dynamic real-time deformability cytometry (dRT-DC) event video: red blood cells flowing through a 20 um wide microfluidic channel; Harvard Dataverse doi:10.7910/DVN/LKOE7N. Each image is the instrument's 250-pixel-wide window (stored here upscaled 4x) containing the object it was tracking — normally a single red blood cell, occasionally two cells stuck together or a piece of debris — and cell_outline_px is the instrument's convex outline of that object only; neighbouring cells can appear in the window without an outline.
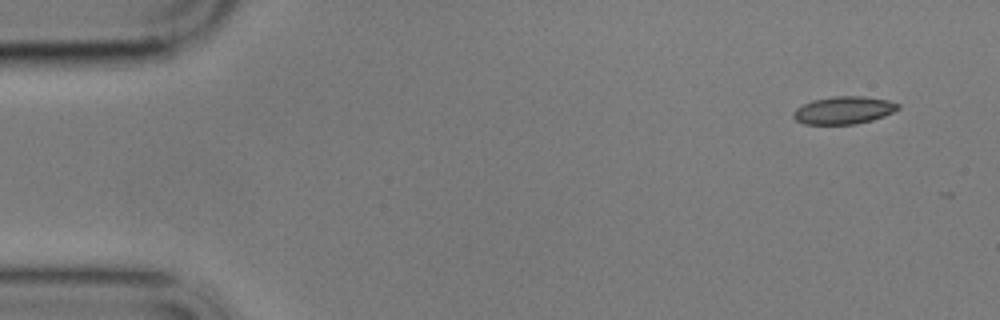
{"species": "common noctule bat (a hibernating species)", "species_latin": "Nyctalus noctula", "temperature_condition": "cold", "stored_images_in_passage": 4, "camera_frame_rate_fps": 3000, "um_per_image_px": 0.085, "animal": {"sex": "male", "body_mass_g": 17.9}, "frame": {"image": 1, "passage_image": 1, "time_ms": 0.0, "image_size_px": [1000, 320], "cell_outline_px": [[900, 108], [884, 116], [872, 120], [856, 124], [804, 124], [796, 120], [792, 116], [792, 112], [796, 108], [812, 100], [836, 96], [864, 96], [888, 100], [900, 104]], "centroid_in_image_um": [71.71, 9.37], "position_along_channel_um": 13.3, "area_um2": 16.88}}